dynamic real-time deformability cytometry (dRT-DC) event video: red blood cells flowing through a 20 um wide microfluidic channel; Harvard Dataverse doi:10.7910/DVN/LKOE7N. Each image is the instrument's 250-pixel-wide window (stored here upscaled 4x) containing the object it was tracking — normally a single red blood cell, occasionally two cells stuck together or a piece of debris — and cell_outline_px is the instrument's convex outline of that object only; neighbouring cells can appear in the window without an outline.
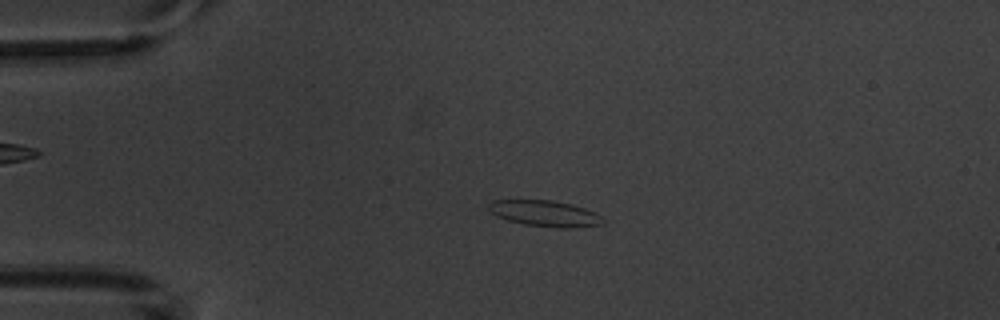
{"species": "common noctule bat (a hibernating species)", "species_latin": "Nyctalus noctula", "temperature_condition": "warm", "stored_images_in_passage": 3, "camera_frame_rate_fps": 3000, "um_per_image_px": 0.085, "animal": {"sex": "male", "body_mass_g": 20.1, "forearm_length_mm": 53.5}, "frame": {"image": 1, "passage_image": 2, "time_ms": 1.0, "image_size_px": [1000, 320], "cell_outline_px": [[604, 224], [568, 228], [556, 228], [524, 224], [508, 220], [496, 216], [488, 208], [488, 204], [492, 200], [552, 200], [572, 204], [596, 212], [604, 216]], "centroid_in_image_um": [46.36, 18.14], "position_along_channel_um": 38.6, "area_um2": 17.46}}